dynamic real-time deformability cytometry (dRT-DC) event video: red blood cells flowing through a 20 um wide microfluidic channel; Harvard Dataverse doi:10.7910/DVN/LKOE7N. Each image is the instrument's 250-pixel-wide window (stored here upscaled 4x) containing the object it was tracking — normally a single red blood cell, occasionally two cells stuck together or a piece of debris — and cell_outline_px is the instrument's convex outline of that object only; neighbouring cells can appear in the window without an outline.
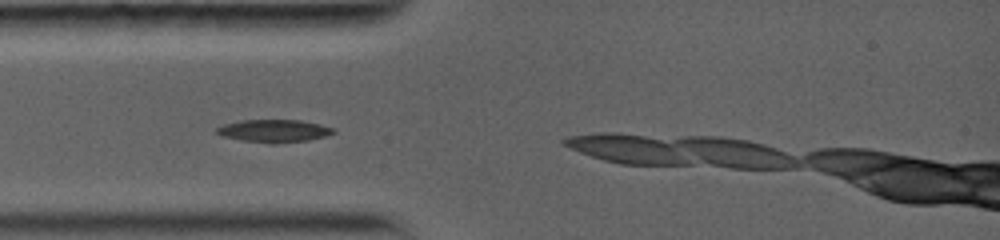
{"species": "common noctule bat (a hibernating species)", "species_latin": "Nyctalus noctula", "temperature_condition": "warm", "stored_images_in_passage": 6, "segment_of_instrument_passage": [2, 2], "camera_frame_rate_fps": 5000, "um_per_image_px": 0.085, "animal": {"sex": "female", "body_mass_g": 19.0, "forearm_length_mm": 56.7}, "frame": {"image": 1, "passage_image": 3, "time_ms": 2.4, "image_size_px": [1000, 240], "cell_outline_px": [[336, 132], [324, 136], [308, 140], [272, 144], [268, 144], [240, 140], [220, 136], [216, 132], [216, 128], [224, 124], [240, 120], [300, 120], [320, 124], [336, 128]], "centroid_in_image_um": [23.27, 11.13], "position_along_channel_um": 61.7, "area_um2": 15.61}}